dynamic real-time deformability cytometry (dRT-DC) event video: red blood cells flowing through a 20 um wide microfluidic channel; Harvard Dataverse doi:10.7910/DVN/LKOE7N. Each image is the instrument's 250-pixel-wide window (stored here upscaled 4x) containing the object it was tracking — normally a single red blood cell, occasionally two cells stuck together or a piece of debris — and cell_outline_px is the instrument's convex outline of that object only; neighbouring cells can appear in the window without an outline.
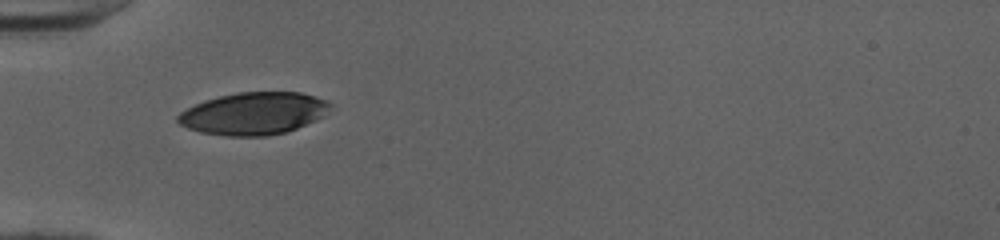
{"species": "human", "species_latin": "Homo sapiens", "temperature_condition": "cold", "stored_images_in_passage": 35, "camera_frame_rate_fps": 3000, "um_per_image_px": 0.085, "donor": {"sex": "female"}, "frame": {"image": 1, "passage_image": 1, "time_ms": 0.0, "image_size_px": [1000, 240], "cell_outline_px": [[332, 108], [324, 116], [316, 120], [296, 128], [284, 132], [268, 136], [224, 136], [200, 132], [188, 128], [180, 124], [176, 120], [176, 116], [180, 112], [204, 100], [236, 92], [300, 92], [328, 100], [332, 104]], "centroid_in_image_um": [21.58, 9.64], "position_along_channel_um": 63.4, "area_um2": 37.74}}
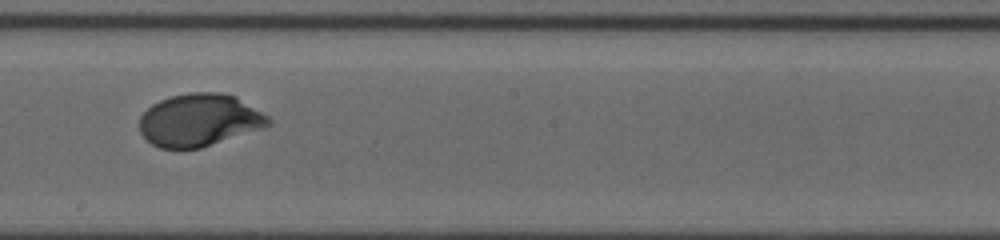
{"frame": {"image": 2, "passage_image": 14, "time_ms": 4.333, "image_size_px": [1000, 240], "cell_outline_px": [[272, 124], [264, 128], [200, 148], [160, 148], [152, 144], [140, 132], [140, 116], [152, 104], [160, 100], [172, 96], [192, 92], [220, 92], [236, 96], [268, 116], [272, 120]], "centroid_in_image_um": [16.97, 10.2], "position_along_channel_um": 231.2, "area_um2": 39.36}}
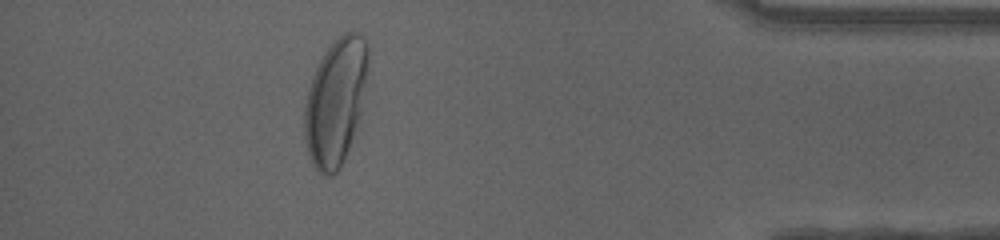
{"frame": {"image": 3, "passage_image": 30, "time_ms": 9.667, "image_size_px": [1000, 240], "cell_outline_px": [[368, 56], [364, 112], [356, 132], [336, 172], [332, 176], [324, 176], [312, 164], [308, 152], [304, 136], [304, 108], [308, 88], [312, 76], [324, 52], [344, 32], [356, 32], [364, 36], [368, 44]], "centroid_in_image_um": [28.55, 8.64], "position_along_channel_um": 406.6, "area_um2": 47.4}, "authors_computed_cell_mechanics": {"area_um2": 39.7664, "velocity_mm_per_s": 3.9939, "shape_relaxation_time_tau1_ms": 3.6248, "shape_relaxation_time_tau2_ms": null, "deformation_change_tau1": 0.1805, "deformation_change_tau2": null}}